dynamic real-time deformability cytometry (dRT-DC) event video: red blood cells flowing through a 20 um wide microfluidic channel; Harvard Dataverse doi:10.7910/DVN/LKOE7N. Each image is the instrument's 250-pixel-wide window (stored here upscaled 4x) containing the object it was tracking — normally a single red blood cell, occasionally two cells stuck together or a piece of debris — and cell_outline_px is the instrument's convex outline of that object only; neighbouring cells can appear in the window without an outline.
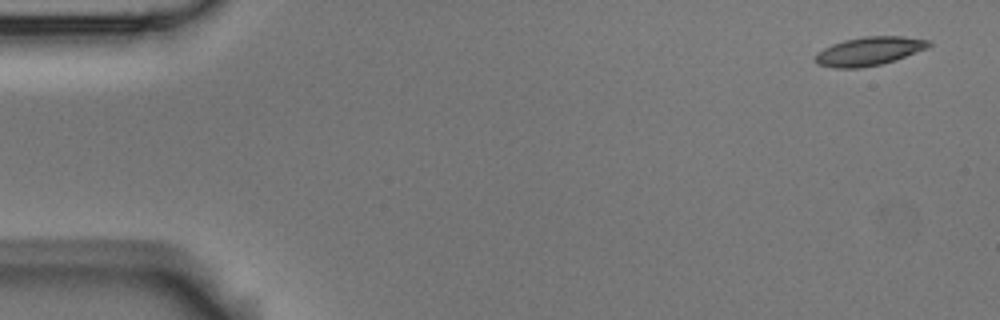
{"species": "Egyptian fruit bat (a non-hibernating species)", "species_latin": "Rousettus aegyptiacus", "temperature_condition": "room temperature", "stored_images_in_passage": 4, "camera_frame_rate_fps": 3000, "um_per_image_px": 0.085, "animal": {"sex": "male"}, "frame": {"image": 1, "passage_image": 1, "time_ms": 0.0, "image_size_px": [1000, 320], "cell_outline_px": [[932, 44], [928, 48], [896, 60], [880, 64], [860, 68], [836, 68], [816, 64], [812, 60], [816, 52], [832, 44], [844, 40], [864, 36], [904, 36], [932, 40]], "centroid_in_image_um": [73.87, 4.35], "position_along_channel_um": 11.1, "area_um2": 19.25}}
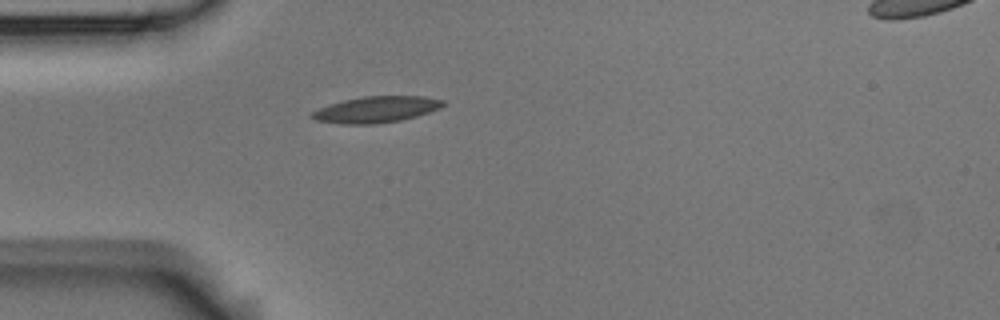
{"frame": {"image": 2, "passage_image": 4, "time_ms": 1.0, "image_size_px": [1000, 320], "cell_outline_px": [[444, 104], [440, 108], [416, 116], [400, 120], [372, 124], [340, 124], [316, 120], [308, 116], [312, 112], [328, 104], [344, 100], [364, 96], [424, 96], [444, 100]], "centroid_in_image_um": [31.95, 9.3], "position_along_channel_um": 53.1, "area_um2": 19.94}}